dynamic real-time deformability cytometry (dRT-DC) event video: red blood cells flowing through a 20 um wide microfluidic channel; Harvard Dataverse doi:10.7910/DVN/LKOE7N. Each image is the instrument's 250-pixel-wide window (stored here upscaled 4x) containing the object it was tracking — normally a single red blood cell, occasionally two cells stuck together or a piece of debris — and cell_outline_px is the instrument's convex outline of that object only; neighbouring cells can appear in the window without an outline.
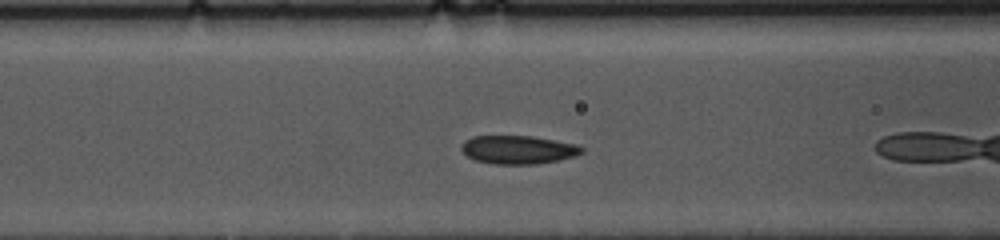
{"species": "common noctule bat (a hibernating species)", "species_latin": "Nyctalus noctula", "temperature_condition": "cold", "stored_images_in_passage": 19, "camera_frame_rate_fps": 3000, "um_per_image_px": 0.085, "animal": {"sex": "female", "body_mass_g": 10.0, "forearm_length_mm": 53.1}, "frame": {"image": 1, "passage_image": 7, "time_ms": 2.0, "image_size_px": [1000, 240], "cell_outline_px": [[584, 152], [560, 160], [536, 164], [492, 164], [476, 160], [468, 156], [460, 148], [464, 140], [472, 136], [532, 136], [576, 144], [584, 148]], "centroid_in_image_um": [44.03, 12.72], "position_along_channel_um": 122.6, "area_um2": 19.88}}
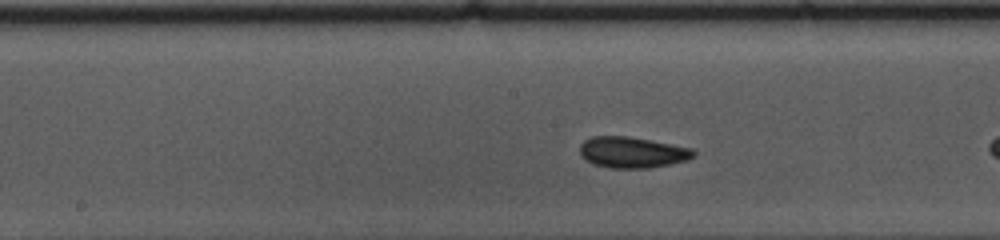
{"frame": {"image": 2, "passage_image": 13, "time_ms": 4.0, "image_size_px": [1000, 240], "cell_outline_px": [[696, 156], [688, 160], [648, 168], [608, 168], [592, 164], [580, 156], [580, 144], [584, 140], [592, 136], [628, 136], [692, 148], [696, 152]], "centroid_in_image_um": [53.72, 12.95], "position_along_channel_um": 194.5, "area_um2": 20.69}}
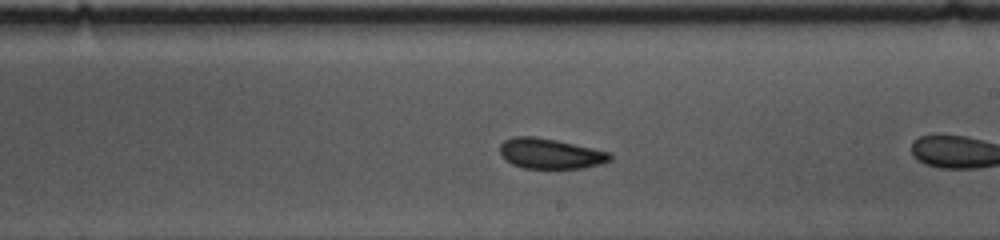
{"frame": {"image": 3, "passage_image": 17, "time_ms": 5.333, "image_size_px": [1000, 240], "cell_outline_px": [[612, 160], [604, 164], [584, 168], [524, 168], [512, 164], [504, 160], [500, 152], [500, 144], [504, 140], [512, 136], [536, 136], [556, 140], [612, 152]], "centroid_in_image_um": [46.8, 13.05], "position_along_channel_um": 242.2, "area_um2": 19.77}}